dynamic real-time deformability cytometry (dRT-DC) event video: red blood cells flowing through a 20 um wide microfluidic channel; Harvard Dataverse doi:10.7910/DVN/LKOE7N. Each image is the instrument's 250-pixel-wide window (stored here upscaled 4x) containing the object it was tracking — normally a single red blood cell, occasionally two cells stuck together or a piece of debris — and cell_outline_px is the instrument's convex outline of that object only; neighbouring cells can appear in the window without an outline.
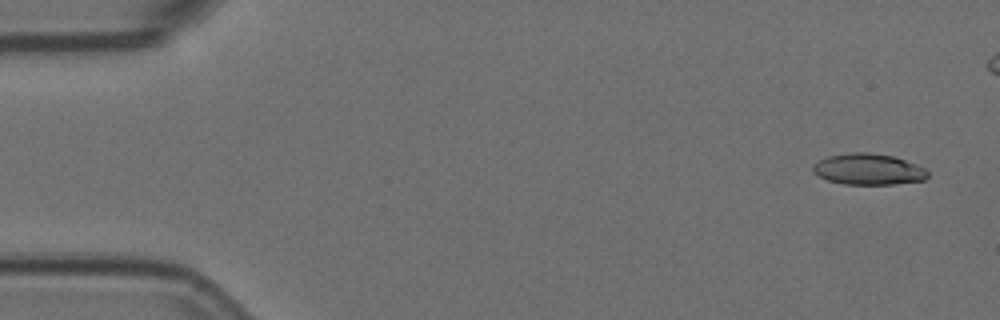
{"species": "Egyptian fruit bat (a non-hibernating species)", "species_latin": "Rousettus aegyptiacus", "temperature_condition": "room temperature", "stored_images_in_passage": 6, "camera_frame_rate_fps": 3000, "um_per_image_px": 0.085, "animal": {"sex": "female"}, "frame": {"image": 1, "passage_image": 1, "time_ms": 0.0, "image_size_px": [1000, 320], "cell_outline_px": [[928, 176], [924, 180], [896, 184], [844, 184], [828, 180], [812, 172], [812, 164], [828, 156], [852, 152], [868, 152], [892, 156], [916, 164], [924, 168], [928, 172]], "centroid_in_image_um": [73.8, 14.39], "position_along_channel_um": 11.2, "area_um2": 20.75}}
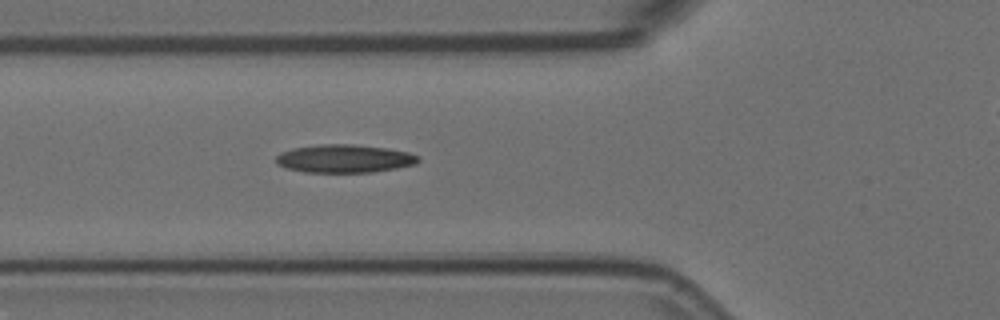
{"frame": {"image": 2, "passage_image": 6, "time_ms": 1.667, "image_size_px": [1000, 320], "cell_outline_px": [[420, 160], [416, 164], [396, 168], [372, 172], [304, 172], [288, 168], [276, 164], [276, 156], [280, 152], [292, 148], [324, 144], [352, 144], [388, 148], [408, 152], [420, 156]], "centroid_in_image_um": [29.29, 13.48], "position_along_channel_um": 96.5, "area_um2": 23.35}}